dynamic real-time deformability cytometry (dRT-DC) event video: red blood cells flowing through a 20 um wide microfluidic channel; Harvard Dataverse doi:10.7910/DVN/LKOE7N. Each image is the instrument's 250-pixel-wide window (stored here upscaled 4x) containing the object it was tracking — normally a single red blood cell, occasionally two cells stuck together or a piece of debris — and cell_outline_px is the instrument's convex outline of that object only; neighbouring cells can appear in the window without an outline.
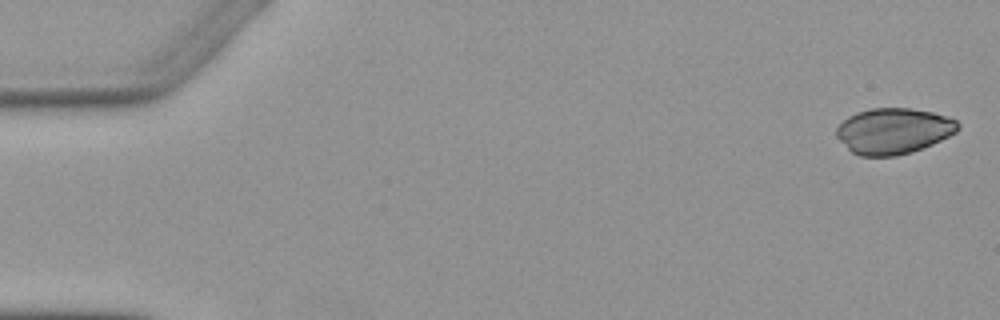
{"species": "Egyptian fruit bat (a non-hibernating species)", "species_latin": "Rousettus aegyptiacus", "temperature_condition": "warm", "stored_images_in_passage": 2, "segment_of_instrument_passage": [2, 2], "camera_frame_rate_fps": 3000, "um_per_image_px": 0.085, "animal": {"sex": "female"}, "frame": {"image": 1, "passage_image": 2, "time_ms": 2.0, "image_size_px": [1000, 320], "cell_outline_px": [[960, 128], [956, 132], [932, 144], [912, 152], [896, 156], [860, 156], [852, 152], [836, 136], [836, 128], [848, 116], [856, 112], [872, 108], [912, 108], [932, 112], [956, 120], [960, 124]], "centroid_in_image_um": [75.94, 11.13], "position_along_channel_um": 9.1, "area_um2": 32.37}}